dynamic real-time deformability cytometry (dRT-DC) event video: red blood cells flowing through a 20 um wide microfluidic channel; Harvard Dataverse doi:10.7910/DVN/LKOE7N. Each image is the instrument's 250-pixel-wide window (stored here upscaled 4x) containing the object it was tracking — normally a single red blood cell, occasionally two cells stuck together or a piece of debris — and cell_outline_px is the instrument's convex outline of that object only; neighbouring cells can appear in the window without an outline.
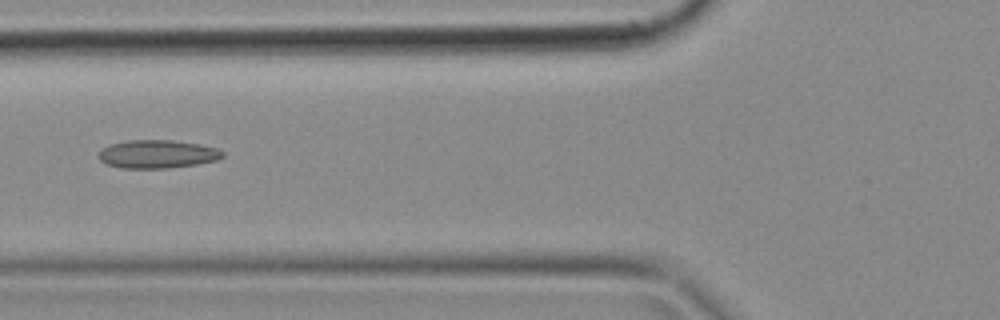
{"species": "common noctule bat (a hibernating species)", "species_latin": "Nyctalus noctula", "temperature_condition": "cold", "stored_images_in_passage": 10, "camera_frame_rate_fps": 3000, "um_per_image_px": 0.085, "animal": {"sex": "female", "body_mass_g": 18.4}, "frame": {"image": 1, "passage_image": 4, "time_ms": 1.0, "image_size_px": [1000, 320], "cell_outline_px": [[224, 156], [216, 160], [196, 164], [168, 168], [120, 168], [108, 164], [100, 160], [96, 156], [108, 144], [128, 140], [172, 140], [200, 144], [216, 148], [224, 152]], "centroid_in_image_um": [13.36, 13.09], "position_along_channel_um": 112.4, "area_um2": 20.4}}
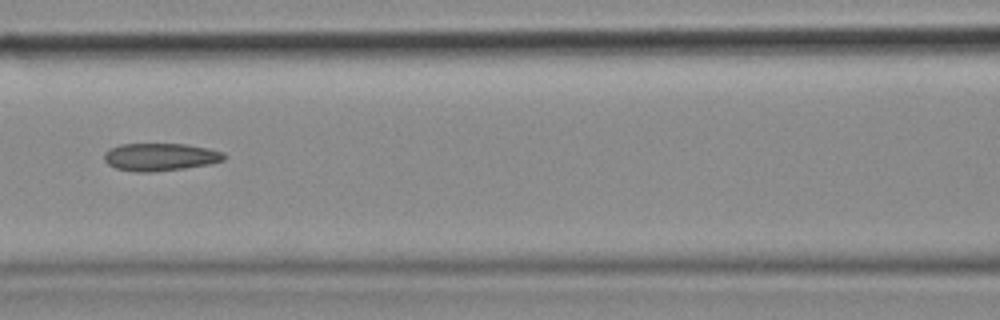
{"frame": {"image": 2, "passage_image": 7, "time_ms": 2.0, "image_size_px": [1000, 320], "cell_outline_px": [[228, 156], [224, 160], [208, 164], [184, 168], [152, 172], [136, 172], [116, 168], [108, 164], [104, 160], [104, 152], [120, 144], [184, 144], [208, 148], [224, 152]], "centroid_in_image_um": [13.63, 13.34], "position_along_channel_um": 153.0, "area_um2": 19.31}}